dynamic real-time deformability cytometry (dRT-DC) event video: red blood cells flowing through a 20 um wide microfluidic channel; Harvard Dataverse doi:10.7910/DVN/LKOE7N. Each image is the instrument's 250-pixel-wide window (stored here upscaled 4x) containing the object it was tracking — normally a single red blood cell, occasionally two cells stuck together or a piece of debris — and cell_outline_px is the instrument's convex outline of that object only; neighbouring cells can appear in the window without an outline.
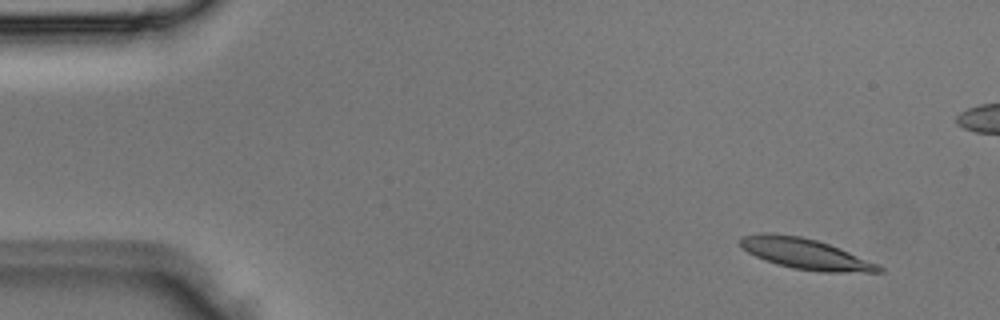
{"species": "Egyptian fruit bat (a non-hibernating species)", "species_latin": "Rousettus aegyptiacus", "temperature_condition": "room temperature", "stored_images_in_passage": 4, "camera_frame_rate_fps": 3000, "um_per_image_px": 0.085, "animal": {"sex": "male"}, "frame": {"image": 1, "passage_image": 1, "time_ms": 0.0, "image_size_px": [1000, 320], "cell_outline_px": [[884, 272], [820, 272], [792, 268], [776, 264], [764, 260], [748, 252], [740, 244], [740, 236], [760, 232], [772, 232], [800, 236], [816, 240], [840, 248], [880, 264], [884, 268]], "centroid_in_image_um": [68.47, 21.57], "position_along_channel_um": 16.5, "area_um2": 25.03}}